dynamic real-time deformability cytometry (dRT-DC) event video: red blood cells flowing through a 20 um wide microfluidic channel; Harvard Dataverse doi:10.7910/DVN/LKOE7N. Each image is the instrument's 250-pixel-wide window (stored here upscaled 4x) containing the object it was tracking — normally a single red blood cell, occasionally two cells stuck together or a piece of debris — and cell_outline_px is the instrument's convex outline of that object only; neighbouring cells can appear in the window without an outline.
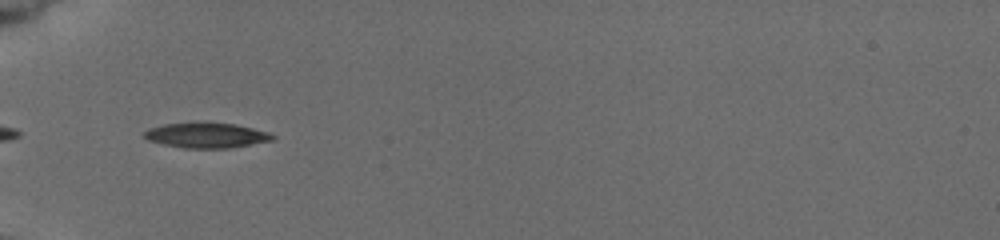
{"species": "common noctule bat (a hibernating species)", "species_latin": "Nyctalus noctula", "temperature_condition": "cold", "stored_images_in_passage": 10, "camera_frame_rate_fps": 3000, "um_per_image_px": 0.085, "animal": {"sex": "female", "body_mass_g": 19.5, "forearm_length_mm": 54.1}, "frame": {"image": 1, "passage_image": 9, "time_ms": 6.667, "image_size_px": [1000, 240], "cell_outline_px": [[276, 136], [272, 140], [232, 148], [184, 148], [164, 144], [148, 140], [144, 136], [144, 132], [148, 128], [164, 124], [232, 124], [252, 128], [268, 132]], "centroid_in_image_um": [17.55, 11.53], "position_along_channel_um": 67.4, "area_um2": 18.21}}